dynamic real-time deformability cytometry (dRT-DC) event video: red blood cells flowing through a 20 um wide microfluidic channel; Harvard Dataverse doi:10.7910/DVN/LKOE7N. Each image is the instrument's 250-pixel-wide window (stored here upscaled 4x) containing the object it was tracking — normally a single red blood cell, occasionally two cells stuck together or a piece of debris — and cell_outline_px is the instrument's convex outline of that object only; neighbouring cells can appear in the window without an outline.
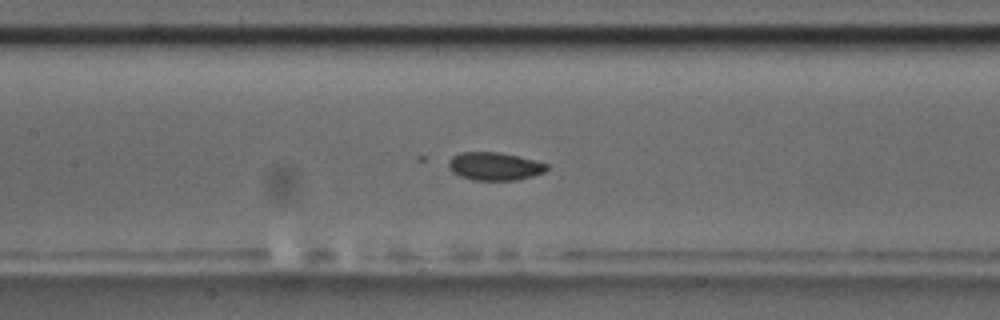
{"species": "common noctule bat (a hibernating species)", "species_latin": "Nyctalus noctula", "temperature_condition": "room temperature", "stored_images_in_passage": 39, "camera_frame_rate_fps": 3000, "um_per_image_px": 0.085, "animal": {"sex": "male", "body_mass_g": 17.5, "forearm_length_mm": 52.3}, "frame": {"image": 1, "passage_image": 9, "time_ms": 2.667, "image_size_px": [1000, 320], "cell_outline_px": [[548, 168], [544, 172], [532, 176], [516, 180], [472, 180], [460, 176], [452, 172], [448, 168], [448, 160], [452, 156], [460, 152], [500, 152], [548, 164]], "centroid_in_image_um": [41.99, 14.13], "position_along_channel_um": 165.4, "area_um2": 16.01}}
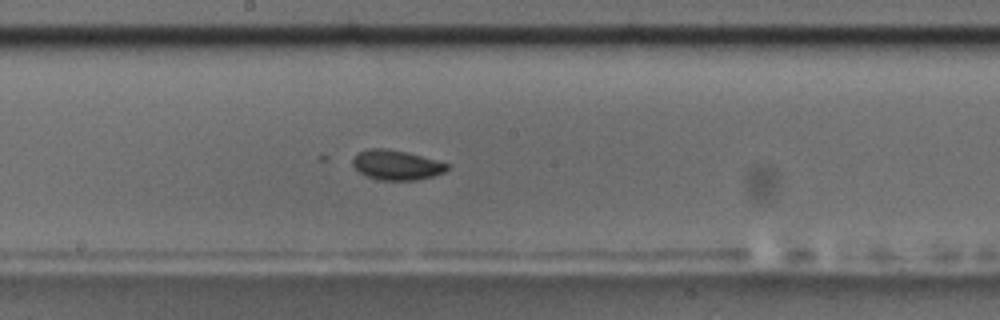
{"frame": {"image": 2, "passage_image": 13, "time_ms": 4.0, "image_size_px": [1000, 320], "cell_outline_px": [[448, 168], [444, 172], [432, 176], [416, 180], [380, 180], [368, 176], [360, 172], [352, 164], [352, 160], [360, 152], [368, 148], [388, 148], [420, 156], [448, 164]], "centroid_in_image_um": [33.67, 14.03], "position_along_channel_um": 214.5, "area_um2": 16.01}}
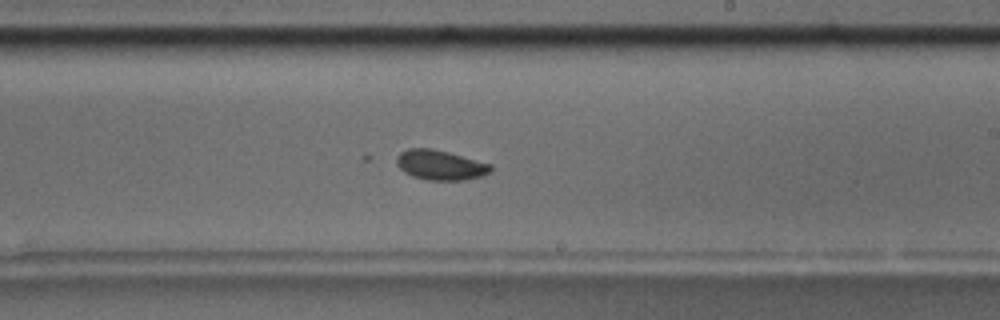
{"frame": {"image": 3, "passage_image": 16, "time_ms": 5.0, "image_size_px": [1000, 320], "cell_outline_px": [[492, 168], [484, 176], [464, 180], [428, 180], [412, 176], [404, 172], [396, 164], [396, 156], [400, 152], [408, 148], [432, 148], [448, 152], [492, 164]], "centroid_in_image_um": [37.41, 14.02], "position_along_channel_um": 251.6, "area_um2": 16.47}}